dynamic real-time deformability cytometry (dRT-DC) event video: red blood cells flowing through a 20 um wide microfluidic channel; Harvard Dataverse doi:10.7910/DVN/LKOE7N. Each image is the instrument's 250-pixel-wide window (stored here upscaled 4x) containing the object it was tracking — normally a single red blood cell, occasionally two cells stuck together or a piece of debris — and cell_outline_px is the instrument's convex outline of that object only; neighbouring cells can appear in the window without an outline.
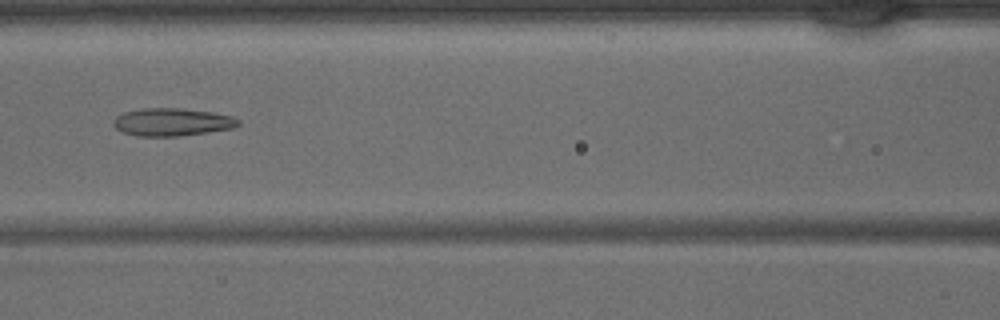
{"species": "common noctule bat (a hibernating species)", "species_latin": "Nyctalus noctula", "temperature_condition": "warm", "stored_images_in_passage": 30, "camera_frame_rate_fps": 3000, "um_per_image_px": 0.085, "animal": {"sex": "male", "body_mass_g": 15.6}, "frame": {"image": 1, "passage_image": 6, "time_ms": 1.667, "image_size_px": [1000, 320], "cell_outline_px": [[240, 124], [232, 128], [176, 136], [136, 136], [124, 132], [116, 128], [112, 124], [112, 120], [116, 116], [124, 112], [144, 108], [180, 108], [212, 112], [232, 116], [240, 120]], "centroid_in_image_um": [14.59, 10.36], "position_along_channel_um": 152.0, "area_um2": 20.06}}
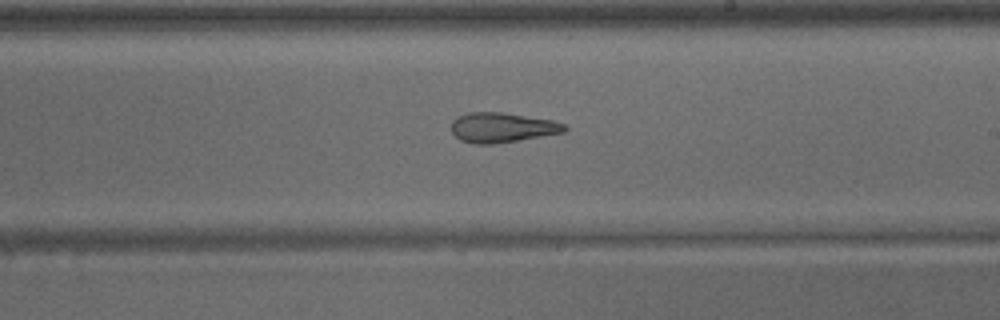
{"frame": {"image": 2, "passage_image": 12, "time_ms": 3.667, "image_size_px": [1000, 320], "cell_outline_px": [[568, 128], [564, 132], [516, 140], [488, 144], [476, 144], [460, 140], [452, 132], [452, 120], [456, 116], [468, 112], [500, 112], [552, 120], [564, 124]], "centroid_in_image_um": [42.63, 10.82], "position_along_channel_um": 246.4, "area_um2": 19.42}}
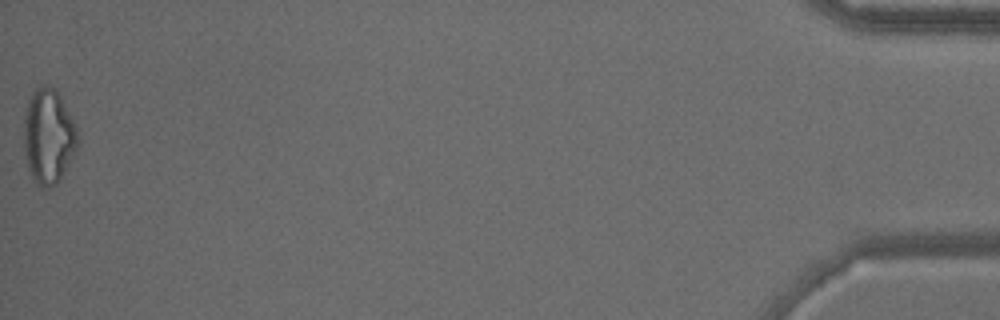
{"frame": {"image": 3, "passage_image": 30, "time_ms": 9.667, "image_size_px": [1000, 320], "cell_outline_px": [[80, 144], [60, 180], [56, 184], [48, 188], [40, 188], [32, 176], [28, 168], [24, 148], [24, 108], [32, 88], [40, 84], [48, 84], [56, 88], [76, 128], [80, 140]], "centroid_in_image_um": [4.11, 11.54], "position_along_channel_um": 431.1, "area_um2": 30.4}}